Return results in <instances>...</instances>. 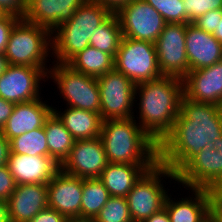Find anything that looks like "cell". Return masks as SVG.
Listing matches in <instances>:
<instances>
[{"label": "cell", "mask_w": 222, "mask_h": 222, "mask_svg": "<svg viewBox=\"0 0 222 222\" xmlns=\"http://www.w3.org/2000/svg\"><path fill=\"white\" fill-rule=\"evenodd\" d=\"M222 137V107L184 95L170 133L158 145V163L178 174L205 146Z\"/></svg>", "instance_id": "obj_1"}, {"label": "cell", "mask_w": 222, "mask_h": 222, "mask_svg": "<svg viewBox=\"0 0 222 222\" xmlns=\"http://www.w3.org/2000/svg\"><path fill=\"white\" fill-rule=\"evenodd\" d=\"M183 95V79L178 77L162 76L135 85L137 105L134 110L139 108V118L137 115L134 118H137V123L158 145L173 128Z\"/></svg>", "instance_id": "obj_2"}, {"label": "cell", "mask_w": 222, "mask_h": 222, "mask_svg": "<svg viewBox=\"0 0 222 222\" xmlns=\"http://www.w3.org/2000/svg\"><path fill=\"white\" fill-rule=\"evenodd\" d=\"M100 138L108 163L156 165L158 144L142 129L136 118L102 121Z\"/></svg>", "instance_id": "obj_3"}, {"label": "cell", "mask_w": 222, "mask_h": 222, "mask_svg": "<svg viewBox=\"0 0 222 222\" xmlns=\"http://www.w3.org/2000/svg\"><path fill=\"white\" fill-rule=\"evenodd\" d=\"M113 13L95 0H86L71 19L52 32V57L56 63H68L75 55L90 46L97 27Z\"/></svg>", "instance_id": "obj_4"}, {"label": "cell", "mask_w": 222, "mask_h": 222, "mask_svg": "<svg viewBox=\"0 0 222 222\" xmlns=\"http://www.w3.org/2000/svg\"><path fill=\"white\" fill-rule=\"evenodd\" d=\"M51 51L52 32L20 19L11 31L4 54L10 65L48 67Z\"/></svg>", "instance_id": "obj_5"}, {"label": "cell", "mask_w": 222, "mask_h": 222, "mask_svg": "<svg viewBox=\"0 0 222 222\" xmlns=\"http://www.w3.org/2000/svg\"><path fill=\"white\" fill-rule=\"evenodd\" d=\"M163 178L170 179L168 182L172 179L173 183L177 182L176 174L168 167L157 163L142 175L127 194L126 200L133 222H143L164 208L170 189L165 188L166 181Z\"/></svg>", "instance_id": "obj_6"}, {"label": "cell", "mask_w": 222, "mask_h": 222, "mask_svg": "<svg viewBox=\"0 0 222 222\" xmlns=\"http://www.w3.org/2000/svg\"><path fill=\"white\" fill-rule=\"evenodd\" d=\"M49 63L48 80L57 85L67 107L100 113V90L97 78L74 70L67 63ZM51 65V66H50ZM53 65V66H52Z\"/></svg>", "instance_id": "obj_7"}, {"label": "cell", "mask_w": 222, "mask_h": 222, "mask_svg": "<svg viewBox=\"0 0 222 222\" xmlns=\"http://www.w3.org/2000/svg\"><path fill=\"white\" fill-rule=\"evenodd\" d=\"M114 68L135 85L162 77L155 44L126 37L121 40Z\"/></svg>", "instance_id": "obj_8"}, {"label": "cell", "mask_w": 222, "mask_h": 222, "mask_svg": "<svg viewBox=\"0 0 222 222\" xmlns=\"http://www.w3.org/2000/svg\"><path fill=\"white\" fill-rule=\"evenodd\" d=\"M100 90V116L106 119L133 118L135 84L115 68L97 77Z\"/></svg>", "instance_id": "obj_9"}, {"label": "cell", "mask_w": 222, "mask_h": 222, "mask_svg": "<svg viewBox=\"0 0 222 222\" xmlns=\"http://www.w3.org/2000/svg\"><path fill=\"white\" fill-rule=\"evenodd\" d=\"M183 188L213 189L222 186V137L205 146L178 174Z\"/></svg>", "instance_id": "obj_10"}, {"label": "cell", "mask_w": 222, "mask_h": 222, "mask_svg": "<svg viewBox=\"0 0 222 222\" xmlns=\"http://www.w3.org/2000/svg\"><path fill=\"white\" fill-rule=\"evenodd\" d=\"M115 14L123 37L153 44L166 24L164 18L145 0H131Z\"/></svg>", "instance_id": "obj_11"}, {"label": "cell", "mask_w": 222, "mask_h": 222, "mask_svg": "<svg viewBox=\"0 0 222 222\" xmlns=\"http://www.w3.org/2000/svg\"><path fill=\"white\" fill-rule=\"evenodd\" d=\"M49 69L9 64L0 76V97L15 104L41 98V81H48Z\"/></svg>", "instance_id": "obj_12"}, {"label": "cell", "mask_w": 222, "mask_h": 222, "mask_svg": "<svg viewBox=\"0 0 222 222\" xmlns=\"http://www.w3.org/2000/svg\"><path fill=\"white\" fill-rule=\"evenodd\" d=\"M186 27L185 23H166L155 42L162 76L183 79L189 72L185 44Z\"/></svg>", "instance_id": "obj_13"}, {"label": "cell", "mask_w": 222, "mask_h": 222, "mask_svg": "<svg viewBox=\"0 0 222 222\" xmlns=\"http://www.w3.org/2000/svg\"><path fill=\"white\" fill-rule=\"evenodd\" d=\"M107 164L103 142L100 137H96L75 140L60 169L79 178H99Z\"/></svg>", "instance_id": "obj_14"}, {"label": "cell", "mask_w": 222, "mask_h": 222, "mask_svg": "<svg viewBox=\"0 0 222 222\" xmlns=\"http://www.w3.org/2000/svg\"><path fill=\"white\" fill-rule=\"evenodd\" d=\"M48 207L66 218L81 216L83 178L65 173L61 169L47 184Z\"/></svg>", "instance_id": "obj_15"}, {"label": "cell", "mask_w": 222, "mask_h": 222, "mask_svg": "<svg viewBox=\"0 0 222 222\" xmlns=\"http://www.w3.org/2000/svg\"><path fill=\"white\" fill-rule=\"evenodd\" d=\"M183 93L192 101L222 107V60L212 66L189 71L183 78Z\"/></svg>", "instance_id": "obj_16"}, {"label": "cell", "mask_w": 222, "mask_h": 222, "mask_svg": "<svg viewBox=\"0 0 222 222\" xmlns=\"http://www.w3.org/2000/svg\"><path fill=\"white\" fill-rule=\"evenodd\" d=\"M7 166L17 185L48 184L60 170V165L50 156H30L11 152Z\"/></svg>", "instance_id": "obj_17"}, {"label": "cell", "mask_w": 222, "mask_h": 222, "mask_svg": "<svg viewBox=\"0 0 222 222\" xmlns=\"http://www.w3.org/2000/svg\"><path fill=\"white\" fill-rule=\"evenodd\" d=\"M86 0H27L26 22L46 27L53 32L71 19Z\"/></svg>", "instance_id": "obj_18"}, {"label": "cell", "mask_w": 222, "mask_h": 222, "mask_svg": "<svg viewBox=\"0 0 222 222\" xmlns=\"http://www.w3.org/2000/svg\"><path fill=\"white\" fill-rule=\"evenodd\" d=\"M38 98L34 101L15 104L14 109L0 133L8 140L44 126L46 118L53 111L49 101Z\"/></svg>", "instance_id": "obj_19"}, {"label": "cell", "mask_w": 222, "mask_h": 222, "mask_svg": "<svg viewBox=\"0 0 222 222\" xmlns=\"http://www.w3.org/2000/svg\"><path fill=\"white\" fill-rule=\"evenodd\" d=\"M185 44L189 71L212 66L222 60V43L193 23H187Z\"/></svg>", "instance_id": "obj_20"}, {"label": "cell", "mask_w": 222, "mask_h": 222, "mask_svg": "<svg viewBox=\"0 0 222 222\" xmlns=\"http://www.w3.org/2000/svg\"><path fill=\"white\" fill-rule=\"evenodd\" d=\"M10 222H28L48 207L47 184H19L9 197Z\"/></svg>", "instance_id": "obj_21"}, {"label": "cell", "mask_w": 222, "mask_h": 222, "mask_svg": "<svg viewBox=\"0 0 222 222\" xmlns=\"http://www.w3.org/2000/svg\"><path fill=\"white\" fill-rule=\"evenodd\" d=\"M191 196L178 200L168 194L164 208L169 214L170 222H205L211 217V193L209 189L186 188Z\"/></svg>", "instance_id": "obj_22"}, {"label": "cell", "mask_w": 222, "mask_h": 222, "mask_svg": "<svg viewBox=\"0 0 222 222\" xmlns=\"http://www.w3.org/2000/svg\"><path fill=\"white\" fill-rule=\"evenodd\" d=\"M154 166L108 163L99 179L110 196L126 197L142 175Z\"/></svg>", "instance_id": "obj_23"}, {"label": "cell", "mask_w": 222, "mask_h": 222, "mask_svg": "<svg viewBox=\"0 0 222 222\" xmlns=\"http://www.w3.org/2000/svg\"><path fill=\"white\" fill-rule=\"evenodd\" d=\"M53 112L62 121L65 128L75 140H85L100 137L102 118L100 113L67 107L64 111L53 106Z\"/></svg>", "instance_id": "obj_24"}, {"label": "cell", "mask_w": 222, "mask_h": 222, "mask_svg": "<svg viewBox=\"0 0 222 222\" xmlns=\"http://www.w3.org/2000/svg\"><path fill=\"white\" fill-rule=\"evenodd\" d=\"M44 130L47 138L48 156L61 165L68 157L75 139L53 111L44 122Z\"/></svg>", "instance_id": "obj_25"}, {"label": "cell", "mask_w": 222, "mask_h": 222, "mask_svg": "<svg viewBox=\"0 0 222 222\" xmlns=\"http://www.w3.org/2000/svg\"><path fill=\"white\" fill-rule=\"evenodd\" d=\"M115 58L99 49L88 46L75 55L67 64L85 75L99 77L114 69Z\"/></svg>", "instance_id": "obj_26"}, {"label": "cell", "mask_w": 222, "mask_h": 222, "mask_svg": "<svg viewBox=\"0 0 222 222\" xmlns=\"http://www.w3.org/2000/svg\"><path fill=\"white\" fill-rule=\"evenodd\" d=\"M123 38L119 19L113 13L102 25L96 28L90 39V46L104 51L114 58Z\"/></svg>", "instance_id": "obj_27"}, {"label": "cell", "mask_w": 222, "mask_h": 222, "mask_svg": "<svg viewBox=\"0 0 222 222\" xmlns=\"http://www.w3.org/2000/svg\"><path fill=\"white\" fill-rule=\"evenodd\" d=\"M110 197L99 178H83L81 216L96 217Z\"/></svg>", "instance_id": "obj_28"}, {"label": "cell", "mask_w": 222, "mask_h": 222, "mask_svg": "<svg viewBox=\"0 0 222 222\" xmlns=\"http://www.w3.org/2000/svg\"><path fill=\"white\" fill-rule=\"evenodd\" d=\"M11 153L30 156H48L47 138L44 126L25 132L10 140Z\"/></svg>", "instance_id": "obj_29"}, {"label": "cell", "mask_w": 222, "mask_h": 222, "mask_svg": "<svg viewBox=\"0 0 222 222\" xmlns=\"http://www.w3.org/2000/svg\"><path fill=\"white\" fill-rule=\"evenodd\" d=\"M96 222H133L126 197L111 196L95 217Z\"/></svg>", "instance_id": "obj_30"}, {"label": "cell", "mask_w": 222, "mask_h": 222, "mask_svg": "<svg viewBox=\"0 0 222 222\" xmlns=\"http://www.w3.org/2000/svg\"><path fill=\"white\" fill-rule=\"evenodd\" d=\"M165 20L166 23H188L183 0H145Z\"/></svg>", "instance_id": "obj_31"}, {"label": "cell", "mask_w": 222, "mask_h": 222, "mask_svg": "<svg viewBox=\"0 0 222 222\" xmlns=\"http://www.w3.org/2000/svg\"><path fill=\"white\" fill-rule=\"evenodd\" d=\"M185 13L188 15V23L194 22L206 12L221 9L222 0H183Z\"/></svg>", "instance_id": "obj_32"}, {"label": "cell", "mask_w": 222, "mask_h": 222, "mask_svg": "<svg viewBox=\"0 0 222 222\" xmlns=\"http://www.w3.org/2000/svg\"><path fill=\"white\" fill-rule=\"evenodd\" d=\"M219 17H222V10L215 9L206 12L202 16H199L192 23L196 25L199 29H202L212 34L215 30H217L219 24Z\"/></svg>", "instance_id": "obj_33"}, {"label": "cell", "mask_w": 222, "mask_h": 222, "mask_svg": "<svg viewBox=\"0 0 222 222\" xmlns=\"http://www.w3.org/2000/svg\"><path fill=\"white\" fill-rule=\"evenodd\" d=\"M16 183L7 165L0 167V199L8 201L15 191Z\"/></svg>", "instance_id": "obj_34"}, {"label": "cell", "mask_w": 222, "mask_h": 222, "mask_svg": "<svg viewBox=\"0 0 222 222\" xmlns=\"http://www.w3.org/2000/svg\"><path fill=\"white\" fill-rule=\"evenodd\" d=\"M19 20V17L11 14L0 19V54L5 53L11 31Z\"/></svg>", "instance_id": "obj_35"}, {"label": "cell", "mask_w": 222, "mask_h": 222, "mask_svg": "<svg viewBox=\"0 0 222 222\" xmlns=\"http://www.w3.org/2000/svg\"><path fill=\"white\" fill-rule=\"evenodd\" d=\"M0 7L7 14L15 15L22 19L27 8V0H0Z\"/></svg>", "instance_id": "obj_36"}, {"label": "cell", "mask_w": 222, "mask_h": 222, "mask_svg": "<svg viewBox=\"0 0 222 222\" xmlns=\"http://www.w3.org/2000/svg\"><path fill=\"white\" fill-rule=\"evenodd\" d=\"M210 193H211V216L217 222H222V186L211 189Z\"/></svg>", "instance_id": "obj_37"}, {"label": "cell", "mask_w": 222, "mask_h": 222, "mask_svg": "<svg viewBox=\"0 0 222 222\" xmlns=\"http://www.w3.org/2000/svg\"><path fill=\"white\" fill-rule=\"evenodd\" d=\"M66 217L52 208L41 210L33 219L28 222H65Z\"/></svg>", "instance_id": "obj_38"}, {"label": "cell", "mask_w": 222, "mask_h": 222, "mask_svg": "<svg viewBox=\"0 0 222 222\" xmlns=\"http://www.w3.org/2000/svg\"><path fill=\"white\" fill-rule=\"evenodd\" d=\"M15 103L6 101L0 97V130L13 112Z\"/></svg>", "instance_id": "obj_39"}, {"label": "cell", "mask_w": 222, "mask_h": 222, "mask_svg": "<svg viewBox=\"0 0 222 222\" xmlns=\"http://www.w3.org/2000/svg\"><path fill=\"white\" fill-rule=\"evenodd\" d=\"M10 152V141L0 133V167L7 165Z\"/></svg>", "instance_id": "obj_40"}, {"label": "cell", "mask_w": 222, "mask_h": 222, "mask_svg": "<svg viewBox=\"0 0 222 222\" xmlns=\"http://www.w3.org/2000/svg\"><path fill=\"white\" fill-rule=\"evenodd\" d=\"M108 8L112 13H116L121 7L131 0H95Z\"/></svg>", "instance_id": "obj_41"}, {"label": "cell", "mask_w": 222, "mask_h": 222, "mask_svg": "<svg viewBox=\"0 0 222 222\" xmlns=\"http://www.w3.org/2000/svg\"><path fill=\"white\" fill-rule=\"evenodd\" d=\"M143 222H170L169 214L165 208L161 211L152 214L149 218L145 219Z\"/></svg>", "instance_id": "obj_42"}, {"label": "cell", "mask_w": 222, "mask_h": 222, "mask_svg": "<svg viewBox=\"0 0 222 222\" xmlns=\"http://www.w3.org/2000/svg\"><path fill=\"white\" fill-rule=\"evenodd\" d=\"M0 222H10L8 213V204L0 199Z\"/></svg>", "instance_id": "obj_43"}, {"label": "cell", "mask_w": 222, "mask_h": 222, "mask_svg": "<svg viewBox=\"0 0 222 222\" xmlns=\"http://www.w3.org/2000/svg\"><path fill=\"white\" fill-rule=\"evenodd\" d=\"M65 222H96L95 217L75 216L66 218Z\"/></svg>", "instance_id": "obj_44"}, {"label": "cell", "mask_w": 222, "mask_h": 222, "mask_svg": "<svg viewBox=\"0 0 222 222\" xmlns=\"http://www.w3.org/2000/svg\"><path fill=\"white\" fill-rule=\"evenodd\" d=\"M212 35L220 42L222 43V17H219V24L217 27V30H215Z\"/></svg>", "instance_id": "obj_45"}, {"label": "cell", "mask_w": 222, "mask_h": 222, "mask_svg": "<svg viewBox=\"0 0 222 222\" xmlns=\"http://www.w3.org/2000/svg\"><path fill=\"white\" fill-rule=\"evenodd\" d=\"M8 61L5 57V54H0V76L6 71V68L8 67Z\"/></svg>", "instance_id": "obj_46"}, {"label": "cell", "mask_w": 222, "mask_h": 222, "mask_svg": "<svg viewBox=\"0 0 222 222\" xmlns=\"http://www.w3.org/2000/svg\"><path fill=\"white\" fill-rule=\"evenodd\" d=\"M7 15V12L0 7V19L4 18Z\"/></svg>", "instance_id": "obj_47"}, {"label": "cell", "mask_w": 222, "mask_h": 222, "mask_svg": "<svg viewBox=\"0 0 222 222\" xmlns=\"http://www.w3.org/2000/svg\"><path fill=\"white\" fill-rule=\"evenodd\" d=\"M205 222H217L212 216L206 220Z\"/></svg>", "instance_id": "obj_48"}]
</instances>
